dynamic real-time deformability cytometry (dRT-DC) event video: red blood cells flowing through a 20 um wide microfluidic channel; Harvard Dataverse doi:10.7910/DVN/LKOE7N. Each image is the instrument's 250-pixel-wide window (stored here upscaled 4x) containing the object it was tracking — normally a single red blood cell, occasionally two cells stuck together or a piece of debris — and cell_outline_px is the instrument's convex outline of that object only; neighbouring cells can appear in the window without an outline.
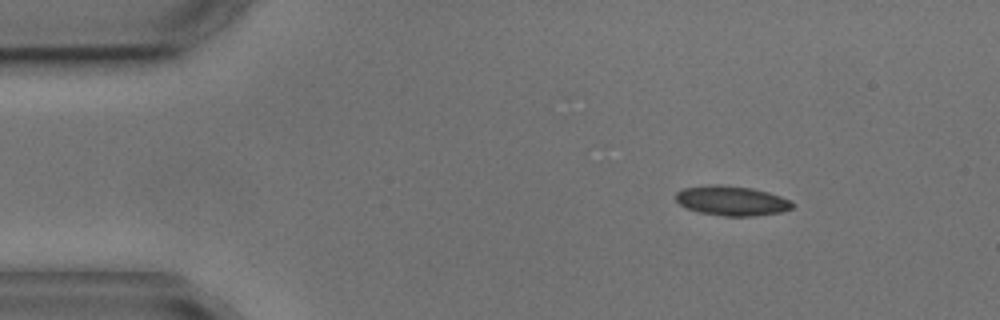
{"species": "common noctule bat (a hibernating species)", "species_latin": "Nyctalus noctula", "temperature_condition": "cold", "stored_images_in_passage": 3, "camera_frame_rate_fps": 3000, "um_per_image_px": 0.085, "animal": {"sex": "male", "body_mass_g": 17.9, "forearm_length_mm": 54.2}, "frame": {"image": 1, "passage_image": 1, "time_ms": 0.0, "image_size_px": [1000, 320], "cell_outline_px": [[792, 208], [780, 212], [752, 216], [724, 216], [700, 212], [688, 208], [680, 204], [676, 200], [676, 192], [684, 188], [712, 184], [720, 184], [752, 188], [768, 192], [792, 200]], "centroid_in_image_um": [62.2, 17.05], "position_along_channel_um": 22.8, "area_um2": 20.06}}